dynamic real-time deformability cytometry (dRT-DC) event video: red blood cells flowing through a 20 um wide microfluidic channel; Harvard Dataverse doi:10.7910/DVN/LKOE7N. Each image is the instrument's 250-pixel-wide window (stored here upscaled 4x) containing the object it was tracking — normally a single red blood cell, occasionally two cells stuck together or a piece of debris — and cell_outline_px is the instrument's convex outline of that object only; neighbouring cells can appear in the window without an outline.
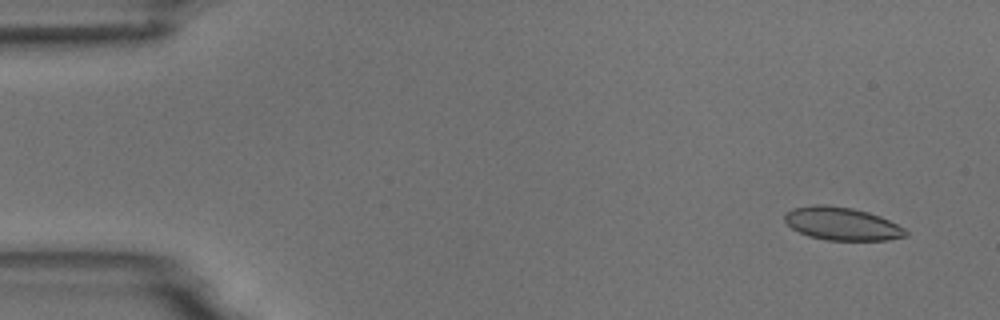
{"species": "common noctule bat (a hibernating species)", "species_latin": "Nyctalus noctula", "temperature_condition": "room temperature", "stored_images_in_passage": 8, "camera_frame_rate_fps": 3000, "um_per_image_px": 0.085, "animal": {"sex": "male", "body_mass_g": 18.8}, "frame": {"image": 1, "passage_image": 2, "time_ms": 1.0, "image_size_px": [1000, 320], "cell_outline_px": [[908, 236], [888, 240], [828, 240], [808, 236], [792, 228], [784, 220], [784, 212], [792, 208], [812, 204], [824, 204], [852, 208], [868, 212], [880, 216], [904, 228], [908, 232]], "centroid_in_image_um": [71.54, 19.01], "position_along_channel_um": 13.5, "area_um2": 23.35}}
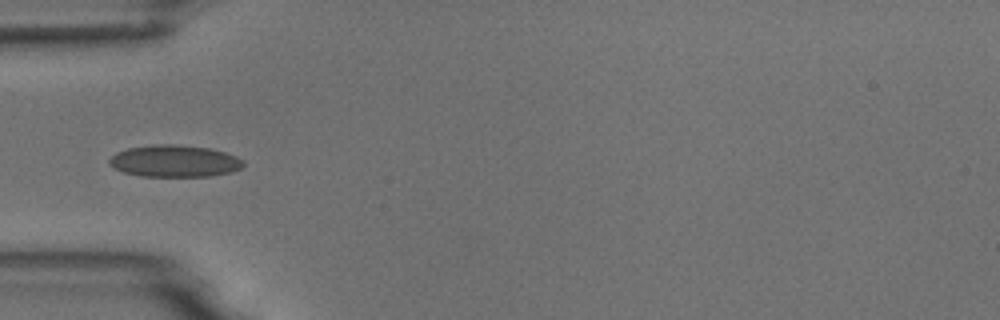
{"frame": {"image": 2, "passage_image": 5, "time_ms": 5.667, "image_size_px": [1000, 320], "cell_outline_px": [[244, 164], [240, 168], [232, 172], [208, 176], [140, 176], [124, 172], [108, 164], [108, 160], [116, 152], [128, 148], [152, 144], [176, 144], [208, 148], [224, 152], [236, 156], [244, 160]], "centroid_in_image_um": [14.83, 13.68], "position_along_channel_um": 70.2, "area_um2": 24.91}}